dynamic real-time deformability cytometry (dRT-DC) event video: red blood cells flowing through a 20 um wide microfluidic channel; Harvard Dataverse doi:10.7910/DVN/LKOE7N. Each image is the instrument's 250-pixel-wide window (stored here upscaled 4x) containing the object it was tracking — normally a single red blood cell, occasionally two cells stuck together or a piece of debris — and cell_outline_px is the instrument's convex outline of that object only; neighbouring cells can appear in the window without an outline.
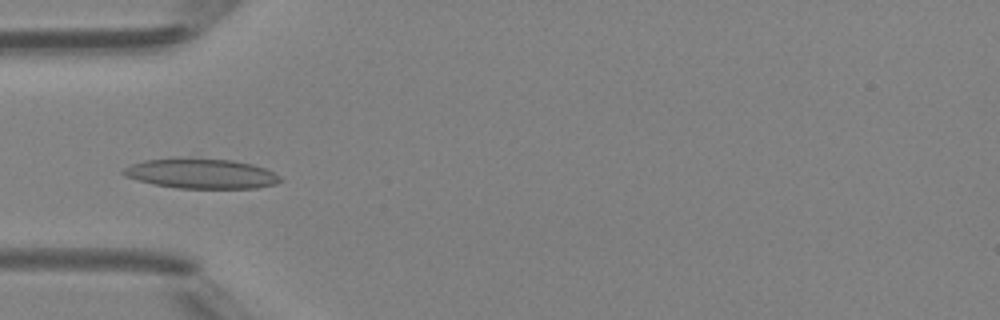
{"species": "Egyptian fruit bat (a non-hibernating species)", "species_latin": "Rousettus aegyptiacus", "temperature_condition": "room temperature", "stored_images_in_passage": 35, "camera_frame_rate_fps": 3000, "um_per_image_px": 0.085, "animal": {"sex": "female"}, "frame": {"image": 1, "passage_image": 6, "time_ms": 1.667, "image_size_px": [1000, 320], "cell_outline_px": [[280, 180], [276, 184], [256, 188], [176, 188], [152, 184], [124, 176], [120, 172], [124, 168], [132, 164], [144, 160], [232, 160], [252, 164], [264, 168], [280, 176]], "centroid_in_image_um": [17.1, 14.79], "position_along_channel_um": 67.9, "area_um2": 26.53}}
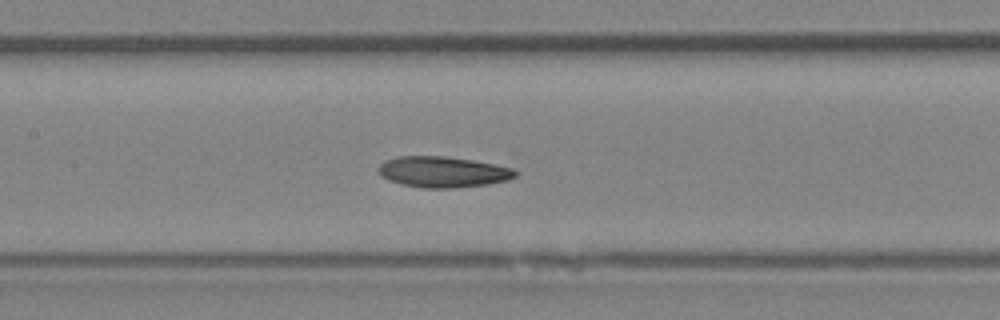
{"frame": {"image": 2, "passage_image": 13, "time_ms": 4.0, "image_size_px": [1000, 320], "cell_outline_px": [[520, 172], [516, 176], [508, 180], [488, 184], [452, 188], [420, 188], [388, 180], [380, 176], [380, 164], [384, 160], [396, 156], [444, 156], [472, 160], [512, 168]], "centroid_in_image_um": [37.65, 14.61], "position_along_channel_um": 169.8, "area_um2": 24.62}}
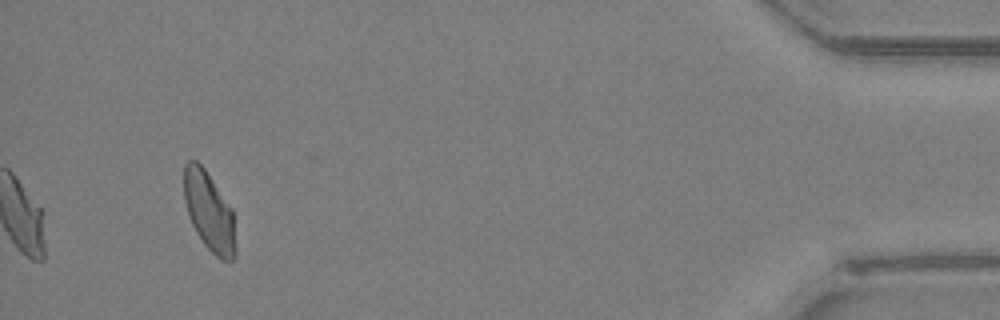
{"frame": {"image": 3, "passage_image": 35, "time_ms": 11.333, "image_size_px": [1000, 320], "cell_outline_px": [[236, 256], [232, 260], [220, 260], [204, 244], [196, 232], [188, 216], [184, 200], [184, 164], [188, 160], [196, 160], [204, 168], [232, 208], [236, 248]], "centroid_in_image_um": [17.77, 17.99], "position_along_channel_um": 417.4, "area_um2": 23.81}, "authors_computed_cell_mechanics": {"area_um2": 24.0448, "velocity_mm_per_s": 4.3801, "shape_relaxation_time_tau1_ms": 8.1992, "shape_relaxation_time_tau2_ms": 3.2275, "deformation_change_tau1": 0.1751, "deformation_change_tau2": 0.0946}}